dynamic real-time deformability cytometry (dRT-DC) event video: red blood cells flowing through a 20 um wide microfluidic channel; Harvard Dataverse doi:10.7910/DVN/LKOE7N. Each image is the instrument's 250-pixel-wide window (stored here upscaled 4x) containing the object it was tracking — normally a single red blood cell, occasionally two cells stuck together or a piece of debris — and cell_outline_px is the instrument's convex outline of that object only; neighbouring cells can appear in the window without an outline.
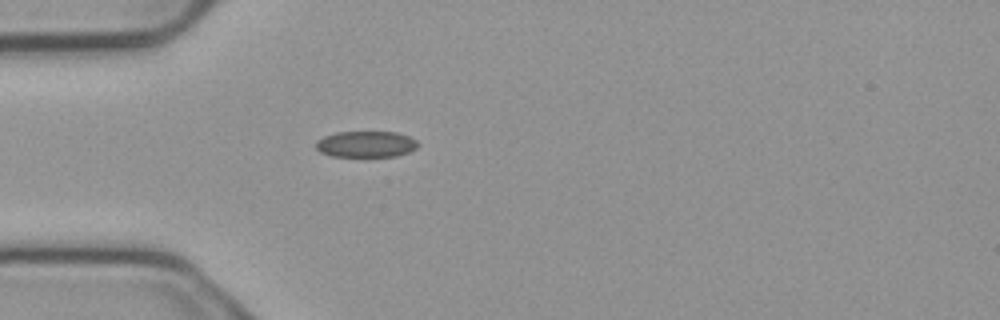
{"species": "common noctule bat (a hibernating species)", "species_latin": "Nyctalus noctula", "temperature_condition": "cold", "stored_images_in_passage": 5, "camera_frame_rate_fps": 3000, "um_per_image_px": 0.085, "animal": {"sex": "male", "body_mass_g": 23.1, "forearm_length_mm": 52.7}, "frame": {"image": 1, "passage_image": 5, "time_ms": 1.333, "image_size_px": [1000, 320], "cell_outline_px": [[420, 144], [416, 148], [408, 152], [396, 156], [332, 156], [320, 152], [316, 148], [316, 140], [324, 136], [336, 132], [396, 132], [408, 136], [416, 140]], "centroid_in_image_um": [31.1, 12.25], "position_along_channel_um": 53.9, "area_um2": 15.55}}